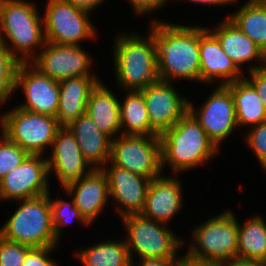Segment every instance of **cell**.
<instances>
[{"label":"cell","instance_id":"28","mask_svg":"<svg viewBox=\"0 0 266 266\" xmlns=\"http://www.w3.org/2000/svg\"><path fill=\"white\" fill-rule=\"evenodd\" d=\"M228 17L266 55V0H247Z\"/></svg>","mask_w":266,"mask_h":266},{"label":"cell","instance_id":"18","mask_svg":"<svg viewBox=\"0 0 266 266\" xmlns=\"http://www.w3.org/2000/svg\"><path fill=\"white\" fill-rule=\"evenodd\" d=\"M199 55L201 83L227 85L245 76V71L237 67L223 51L218 39L203 26H199Z\"/></svg>","mask_w":266,"mask_h":266},{"label":"cell","instance_id":"7","mask_svg":"<svg viewBox=\"0 0 266 266\" xmlns=\"http://www.w3.org/2000/svg\"><path fill=\"white\" fill-rule=\"evenodd\" d=\"M121 219L127 232L124 240L131 262H135L134 255L138 256V261L153 258L177 259L181 256L177 252L183 249L185 240L172 232L167 225L141 214L127 215Z\"/></svg>","mask_w":266,"mask_h":266},{"label":"cell","instance_id":"26","mask_svg":"<svg viewBox=\"0 0 266 266\" xmlns=\"http://www.w3.org/2000/svg\"><path fill=\"white\" fill-rule=\"evenodd\" d=\"M120 102L121 134L133 136L159 135L151 126L141 91L127 90Z\"/></svg>","mask_w":266,"mask_h":266},{"label":"cell","instance_id":"27","mask_svg":"<svg viewBox=\"0 0 266 266\" xmlns=\"http://www.w3.org/2000/svg\"><path fill=\"white\" fill-rule=\"evenodd\" d=\"M260 214L238 221L237 259L266 263V221Z\"/></svg>","mask_w":266,"mask_h":266},{"label":"cell","instance_id":"42","mask_svg":"<svg viewBox=\"0 0 266 266\" xmlns=\"http://www.w3.org/2000/svg\"><path fill=\"white\" fill-rule=\"evenodd\" d=\"M218 266H266L261 262H252L247 260L234 259L229 262L219 264Z\"/></svg>","mask_w":266,"mask_h":266},{"label":"cell","instance_id":"41","mask_svg":"<svg viewBox=\"0 0 266 266\" xmlns=\"http://www.w3.org/2000/svg\"><path fill=\"white\" fill-rule=\"evenodd\" d=\"M177 1H179V0H177ZM237 1H239V0H185V2H187V3L192 2L195 5L201 4V6L202 5H204V6H206V5H208V6H219V5L225 6V5L234 4V2L237 3Z\"/></svg>","mask_w":266,"mask_h":266},{"label":"cell","instance_id":"40","mask_svg":"<svg viewBox=\"0 0 266 266\" xmlns=\"http://www.w3.org/2000/svg\"><path fill=\"white\" fill-rule=\"evenodd\" d=\"M75 7L89 11L90 13L105 1V0H65Z\"/></svg>","mask_w":266,"mask_h":266},{"label":"cell","instance_id":"13","mask_svg":"<svg viewBox=\"0 0 266 266\" xmlns=\"http://www.w3.org/2000/svg\"><path fill=\"white\" fill-rule=\"evenodd\" d=\"M47 159L28 155L0 181V201H21L51 192Z\"/></svg>","mask_w":266,"mask_h":266},{"label":"cell","instance_id":"6","mask_svg":"<svg viewBox=\"0 0 266 266\" xmlns=\"http://www.w3.org/2000/svg\"><path fill=\"white\" fill-rule=\"evenodd\" d=\"M233 211L224 210L193 229L186 254L196 260L222 264L237 259L238 220Z\"/></svg>","mask_w":266,"mask_h":266},{"label":"cell","instance_id":"19","mask_svg":"<svg viewBox=\"0 0 266 266\" xmlns=\"http://www.w3.org/2000/svg\"><path fill=\"white\" fill-rule=\"evenodd\" d=\"M63 188L65 194L73 197L75 206L90 226L110 201L108 181L102 169H93L89 174Z\"/></svg>","mask_w":266,"mask_h":266},{"label":"cell","instance_id":"23","mask_svg":"<svg viewBox=\"0 0 266 266\" xmlns=\"http://www.w3.org/2000/svg\"><path fill=\"white\" fill-rule=\"evenodd\" d=\"M98 76H80L59 81L60 98L56 114L60 127H67L86 113L91 90L100 82Z\"/></svg>","mask_w":266,"mask_h":266},{"label":"cell","instance_id":"11","mask_svg":"<svg viewBox=\"0 0 266 266\" xmlns=\"http://www.w3.org/2000/svg\"><path fill=\"white\" fill-rule=\"evenodd\" d=\"M216 86L198 109L189 101V111L198 120L210 140L220 149L221 143L225 139L227 141L232 132L239 128L231 90L226 85Z\"/></svg>","mask_w":266,"mask_h":266},{"label":"cell","instance_id":"2","mask_svg":"<svg viewBox=\"0 0 266 266\" xmlns=\"http://www.w3.org/2000/svg\"><path fill=\"white\" fill-rule=\"evenodd\" d=\"M159 138L162 171L168 165L175 175L205 166L220 151L190 111Z\"/></svg>","mask_w":266,"mask_h":266},{"label":"cell","instance_id":"29","mask_svg":"<svg viewBox=\"0 0 266 266\" xmlns=\"http://www.w3.org/2000/svg\"><path fill=\"white\" fill-rule=\"evenodd\" d=\"M76 251L82 266H132L125 240H104Z\"/></svg>","mask_w":266,"mask_h":266},{"label":"cell","instance_id":"24","mask_svg":"<svg viewBox=\"0 0 266 266\" xmlns=\"http://www.w3.org/2000/svg\"><path fill=\"white\" fill-rule=\"evenodd\" d=\"M102 82L91 90L86 106V113L97 127L111 139L121 134L120 100L110 88Z\"/></svg>","mask_w":266,"mask_h":266},{"label":"cell","instance_id":"9","mask_svg":"<svg viewBox=\"0 0 266 266\" xmlns=\"http://www.w3.org/2000/svg\"><path fill=\"white\" fill-rule=\"evenodd\" d=\"M45 6L42 17L46 42L81 46V42L97 36L89 11L65 0H48Z\"/></svg>","mask_w":266,"mask_h":266},{"label":"cell","instance_id":"37","mask_svg":"<svg viewBox=\"0 0 266 266\" xmlns=\"http://www.w3.org/2000/svg\"><path fill=\"white\" fill-rule=\"evenodd\" d=\"M133 8L134 13L138 15L149 14L154 11H160L166 7L170 0H128ZM160 9V10H159Z\"/></svg>","mask_w":266,"mask_h":266},{"label":"cell","instance_id":"5","mask_svg":"<svg viewBox=\"0 0 266 266\" xmlns=\"http://www.w3.org/2000/svg\"><path fill=\"white\" fill-rule=\"evenodd\" d=\"M50 193L21 200L16 211L0 227L5 240L29 247L58 246L52 225Z\"/></svg>","mask_w":266,"mask_h":266},{"label":"cell","instance_id":"21","mask_svg":"<svg viewBox=\"0 0 266 266\" xmlns=\"http://www.w3.org/2000/svg\"><path fill=\"white\" fill-rule=\"evenodd\" d=\"M206 28L218 39L223 51L241 71L244 69L242 65L245 64H250L247 66L248 72L266 65L264 52L229 17L218 22L217 26L213 28L210 26ZM253 61H256L257 64H252Z\"/></svg>","mask_w":266,"mask_h":266},{"label":"cell","instance_id":"8","mask_svg":"<svg viewBox=\"0 0 266 266\" xmlns=\"http://www.w3.org/2000/svg\"><path fill=\"white\" fill-rule=\"evenodd\" d=\"M1 133L29 155H45L60 128L56 117L17 106L0 115Z\"/></svg>","mask_w":266,"mask_h":266},{"label":"cell","instance_id":"39","mask_svg":"<svg viewBox=\"0 0 266 266\" xmlns=\"http://www.w3.org/2000/svg\"><path fill=\"white\" fill-rule=\"evenodd\" d=\"M174 266H218L216 264L200 261L189 257L186 253L178 257Z\"/></svg>","mask_w":266,"mask_h":266},{"label":"cell","instance_id":"15","mask_svg":"<svg viewBox=\"0 0 266 266\" xmlns=\"http://www.w3.org/2000/svg\"><path fill=\"white\" fill-rule=\"evenodd\" d=\"M173 82L160 80L140 90L146 103L150 126L160 135L173 127L188 111L189 99L180 95Z\"/></svg>","mask_w":266,"mask_h":266},{"label":"cell","instance_id":"16","mask_svg":"<svg viewBox=\"0 0 266 266\" xmlns=\"http://www.w3.org/2000/svg\"><path fill=\"white\" fill-rule=\"evenodd\" d=\"M51 149L52 154L46 157L49 175L55 174L53 176L59 180L62 189L93 170L83 157L75 136L68 127H60L57 130Z\"/></svg>","mask_w":266,"mask_h":266},{"label":"cell","instance_id":"4","mask_svg":"<svg viewBox=\"0 0 266 266\" xmlns=\"http://www.w3.org/2000/svg\"><path fill=\"white\" fill-rule=\"evenodd\" d=\"M34 2L0 0L1 43L20 61L30 62L34 49L46 44L43 17Z\"/></svg>","mask_w":266,"mask_h":266},{"label":"cell","instance_id":"25","mask_svg":"<svg viewBox=\"0 0 266 266\" xmlns=\"http://www.w3.org/2000/svg\"><path fill=\"white\" fill-rule=\"evenodd\" d=\"M234 100L238 128L253 127L266 120V109L254 87L245 79L226 85Z\"/></svg>","mask_w":266,"mask_h":266},{"label":"cell","instance_id":"31","mask_svg":"<svg viewBox=\"0 0 266 266\" xmlns=\"http://www.w3.org/2000/svg\"><path fill=\"white\" fill-rule=\"evenodd\" d=\"M51 199L50 195V206L52 215V225L56 238L60 241L62 237L63 226H68L74 220L80 222L81 225L89 226V224L82 217L79 209L75 206L74 200L67 202L66 200Z\"/></svg>","mask_w":266,"mask_h":266},{"label":"cell","instance_id":"22","mask_svg":"<svg viewBox=\"0 0 266 266\" xmlns=\"http://www.w3.org/2000/svg\"><path fill=\"white\" fill-rule=\"evenodd\" d=\"M74 134L85 160L93 169H102L110 160L111 138L102 132L88 113L67 126Z\"/></svg>","mask_w":266,"mask_h":266},{"label":"cell","instance_id":"34","mask_svg":"<svg viewBox=\"0 0 266 266\" xmlns=\"http://www.w3.org/2000/svg\"><path fill=\"white\" fill-rule=\"evenodd\" d=\"M30 248L0 236V266H22Z\"/></svg>","mask_w":266,"mask_h":266},{"label":"cell","instance_id":"38","mask_svg":"<svg viewBox=\"0 0 266 266\" xmlns=\"http://www.w3.org/2000/svg\"><path fill=\"white\" fill-rule=\"evenodd\" d=\"M176 259H142L139 262H132V266H174Z\"/></svg>","mask_w":266,"mask_h":266},{"label":"cell","instance_id":"30","mask_svg":"<svg viewBox=\"0 0 266 266\" xmlns=\"http://www.w3.org/2000/svg\"><path fill=\"white\" fill-rule=\"evenodd\" d=\"M20 63L3 44L0 45V106L16 93V73Z\"/></svg>","mask_w":266,"mask_h":266},{"label":"cell","instance_id":"35","mask_svg":"<svg viewBox=\"0 0 266 266\" xmlns=\"http://www.w3.org/2000/svg\"><path fill=\"white\" fill-rule=\"evenodd\" d=\"M57 246L31 247L26 254L22 266H58L50 256Z\"/></svg>","mask_w":266,"mask_h":266},{"label":"cell","instance_id":"17","mask_svg":"<svg viewBox=\"0 0 266 266\" xmlns=\"http://www.w3.org/2000/svg\"><path fill=\"white\" fill-rule=\"evenodd\" d=\"M102 170L107 177L109 196L115 201L120 218L140 214L145 205L151 179L112 166L109 162Z\"/></svg>","mask_w":266,"mask_h":266},{"label":"cell","instance_id":"3","mask_svg":"<svg viewBox=\"0 0 266 266\" xmlns=\"http://www.w3.org/2000/svg\"><path fill=\"white\" fill-rule=\"evenodd\" d=\"M116 35L112 60L120 90L140 91L157 84L160 77L152 37L122 31Z\"/></svg>","mask_w":266,"mask_h":266},{"label":"cell","instance_id":"14","mask_svg":"<svg viewBox=\"0 0 266 266\" xmlns=\"http://www.w3.org/2000/svg\"><path fill=\"white\" fill-rule=\"evenodd\" d=\"M22 90L25 102L18 108L55 117L58 110L59 81L42 74L30 62H21L16 73L15 90Z\"/></svg>","mask_w":266,"mask_h":266},{"label":"cell","instance_id":"12","mask_svg":"<svg viewBox=\"0 0 266 266\" xmlns=\"http://www.w3.org/2000/svg\"><path fill=\"white\" fill-rule=\"evenodd\" d=\"M83 46L60 45L46 42L30 63L42 74L60 81L80 76H97L92 72V56Z\"/></svg>","mask_w":266,"mask_h":266},{"label":"cell","instance_id":"1","mask_svg":"<svg viewBox=\"0 0 266 266\" xmlns=\"http://www.w3.org/2000/svg\"><path fill=\"white\" fill-rule=\"evenodd\" d=\"M152 37L160 80L200 83L199 25L187 26L152 19Z\"/></svg>","mask_w":266,"mask_h":266},{"label":"cell","instance_id":"32","mask_svg":"<svg viewBox=\"0 0 266 266\" xmlns=\"http://www.w3.org/2000/svg\"><path fill=\"white\" fill-rule=\"evenodd\" d=\"M29 154L5 135H0V181L11 170H14Z\"/></svg>","mask_w":266,"mask_h":266},{"label":"cell","instance_id":"20","mask_svg":"<svg viewBox=\"0 0 266 266\" xmlns=\"http://www.w3.org/2000/svg\"><path fill=\"white\" fill-rule=\"evenodd\" d=\"M182 181L177 177L164 176L150 181L145 205L140 213L156 222L168 225L183 206ZM173 217V218H172Z\"/></svg>","mask_w":266,"mask_h":266},{"label":"cell","instance_id":"33","mask_svg":"<svg viewBox=\"0 0 266 266\" xmlns=\"http://www.w3.org/2000/svg\"><path fill=\"white\" fill-rule=\"evenodd\" d=\"M250 128L245 134L246 145L256 155L262 170L266 172V120Z\"/></svg>","mask_w":266,"mask_h":266},{"label":"cell","instance_id":"10","mask_svg":"<svg viewBox=\"0 0 266 266\" xmlns=\"http://www.w3.org/2000/svg\"><path fill=\"white\" fill-rule=\"evenodd\" d=\"M109 163L151 180L160 177L164 171L161 166L159 135L120 134L111 140Z\"/></svg>","mask_w":266,"mask_h":266},{"label":"cell","instance_id":"36","mask_svg":"<svg viewBox=\"0 0 266 266\" xmlns=\"http://www.w3.org/2000/svg\"><path fill=\"white\" fill-rule=\"evenodd\" d=\"M244 78L254 87L266 109V65L248 72Z\"/></svg>","mask_w":266,"mask_h":266}]
</instances>
